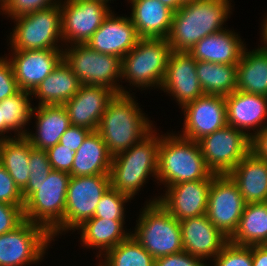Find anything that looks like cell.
I'll list each match as a JSON object with an SVG mask.
<instances>
[{"label": "cell", "mask_w": 267, "mask_h": 266, "mask_svg": "<svg viewBox=\"0 0 267 266\" xmlns=\"http://www.w3.org/2000/svg\"><path fill=\"white\" fill-rule=\"evenodd\" d=\"M71 175L52 170L40 183H28L22 191L24 220L46 228L52 238L64 231V211Z\"/></svg>", "instance_id": "obj_3"}, {"label": "cell", "mask_w": 267, "mask_h": 266, "mask_svg": "<svg viewBox=\"0 0 267 266\" xmlns=\"http://www.w3.org/2000/svg\"><path fill=\"white\" fill-rule=\"evenodd\" d=\"M179 224L183 251L203 260L214 259L229 242V238L209 221L206 214L186 218Z\"/></svg>", "instance_id": "obj_21"}, {"label": "cell", "mask_w": 267, "mask_h": 266, "mask_svg": "<svg viewBox=\"0 0 267 266\" xmlns=\"http://www.w3.org/2000/svg\"><path fill=\"white\" fill-rule=\"evenodd\" d=\"M91 130L71 125L61 136L60 144L76 152Z\"/></svg>", "instance_id": "obj_45"}, {"label": "cell", "mask_w": 267, "mask_h": 266, "mask_svg": "<svg viewBox=\"0 0 267 266\" xmlns=\"http://www.w3.org/2000/svg\"><path fill=\"white\" fill-rule=\"evenodd\" d=\"M182 4H186L189 2L197 1V0H180Z\"/></svg>", "instance_id": "obj_51"}, {"label": "cell", "mask_w": 267, "mask_h": 266, "mask_svg": "<svg viewBox=\"0 0 267 266\" xmlns=\"http://www.w3.org/2000/svg\"><path fill=\"white\" fill-rule=\"evenodd\" d=\"M225 100L228 125L250 138L267 126V96L235 90ZM251 129L253 133H249Z\"/></svg>", "instance_id": "obj_22"}, {"label": "cell", "mask_w": 267, "mask_h": 266, "mask_svg": "<svg viewBox=\"0 0 267 266\" xmlns=\"http://www.w3.org/2000/svg\"><path fill=\"white\" fill-rule=\"evenodd\" d=\"M52 240L46 228L24 220L13 231L0 235V266H26L39 262Z\"/></svg>", "instance_id": "obj_10"}, {"label": "cell", "mask_w": 267, "mask_h": 266, "mask_svg": "<svg viewBox=\"0 0 267 266\" xmlns=\"http://www.w3.org/2000/svg\"><path fill=\"white\" fill-rule=\"evenodd\" d=\"M34 112H36L34 114ZM36 119V132L25 136L33 148L47 150L60 142L63 133L71 126L69 116L63 105H38L31 116Z\"/></svg>", "instance_id": "obj_25"}, {"label": "cell", "mask_w": 267, "mask_h": 266, "mask_svg": "<svg viewBox=\"0 0 267 266\" xmlns=\"http://www.w3.org/2000/svg\"><path fill=\"white\" fill-rule=\"evenodd\" d=\"M12 56L18 88L32 93L63 59V50H13Z\"/></svg>", "instance_id": "obj_17"}, {"label": "cell", "mask_w": 267, "mask_h": 266, "mask_svg": "<svg viewBox=\"0 0 267 266\" xmlns=\"http://www.w3.org/2000/svg\"><path fill=\"white\" fill-rule=\"evenodd\" d=\"M157 135L152 130L136 145L112 156L109 173L111 188L133 199L150 175L157 179L161 140V135Z\"/></svg>", "instance_id": "obj_5"}, {"label": "cell", "mask_w": 267, "mask_h": 266, "mask_svg": "<svg viewBox=\"0 0 267 266\" xmlns=\"http://www.w3.org/2000/svg\"><path fill=\"white\" fill-rule=\"evenodd\" d=\"M162 4L166 5L170 9H172L174 12L178 11L183 4L180 0H159Z\"/></svg>", "instance_id": "obj_48"}, {"label": "cell", "mask_w": 267, "mask_h": 266, "mask_svg": "<svg viewBox=\"0 0 267 266\" xmlns=\"http://www.w3.org/2000/svg\"><path fill=\"white\" fill-rule=\"evenodd\" d=\"M205 260L182 251L155 259V266H208Z\"/></svg>", "instance_id": "obj_44"}, {"label": "cell", "mask_w": 267, "mask_h": 266, "mask_svg": "<svg viewBox=\"0 0 267 266\" xmlns=\"http://www.w3.org/2000/svg\"><path fill=\"white\" fill-rule=\"evenodd\" d=\"M196 73L204 94L226 97L237 89V65L197 61Z\"/></svg>", "instance_id": "obj_33"}, {"label": "cell", "mask_w": 267, "mask_h": 266, "mask_svg": "<svg viewBox=\"0 0 267 266\" xmlns=\"http://www.w3.org/2000/svg\"><path fill=\"white\" fill-rule=\"evenodd\" d=\"M171 52L165 38H140L122 58L121 79H127L132 87L161 88Z\"/></svg>", "instance_id": "obj_7"}, {"label": "cell", "mask_w": 267, "mask_h": 266, "mask_svg": "<svg viewBox=\"0 0 267 266\" xmlns=\"http://www.w3.org/2000/svg\"><path fill=\"white\" fill-rule=\"evenodd\" d=\"M167 134L161 135L157 181L169 187L181 182L212 180L214 173L207 167L198 141Z\"/></svg>", "instance_id": "obj_4"}, {"label": "cell", "mask_w": 267, "mask_h": 266, "mask_svg": "<svg viewBox=\"0 0 267 266\" xmlns=\"http://www.w3.org/2000/svg\"><path fill=\"white\" fill-rule=\"evenodd\" d=\"M198 143L207 167L214 174H228L250 152L251 138L227 124Z\"/></svg>", "instance_id": "obj_11"}, {"label": "cell", "mask_w": 267, "mask_h": 266, "mask_svg": "<svg viewBox=\"0 0 267 266\" xmlns=\"http://www.w3.org/2000/svg\"><path fill=\"white\" fill-rule=\"evenodd\" d=\"M264 22H263V27H262V33H261V37H262V40L261 42H263L262 44L264 45H261L263 47H266L267 48V16L265 17V19H263Z\"/></svg>", "instance_id": "obj_49"}, {"label": "cell", "mask_w": 267, "mask_h": 266, "mask_svg": "<svg viewBox=\"0 0 267 266\" xmlns=\"http://www.w3.org/2000/svg\"><path fill=\"white\" fill-rule=\"evenodd\" d=\"M52 170L70 173L75 152L57 143L46 150Z\"/></svg>", "instance_id": "obj_41"}, {"label": "cell", "mask_w": 267, "mask_h": 266, "mask_svg": "<svg viewBox=\"0 0 267 266\" xmlns=\"http://www.w3.org/2000/svg\"><path fill=\"white\" fill-rule=\"evenodd\" d=\"M129 94H115L107 104L97 132L114 156L136 145L152 130V123Z\"/></svg>", "instance_id": "obj_2"}, {"label": "cell", "mask_w": 267, "mask_h": 266, "mask_svg": "<svg viewBox=\"0 0 267 266\" xmlns=\"http://www.w3.org/2000/svg\"><path fill=\"white\" fill-rule=\"evenodd\" d=\"M244 45L236 32L223 29L202 38L189 53L196 61L237 65L244 51Z\"/></svg>", "instance_id": "obj_23"}, {"label": "cell", "mask_w": 267, "mask_h": 266, "mask_svg": "<svg viewBox=\"0 0 267 266\" xmlns=\"http://www.w3.org/2000/svg\"><path fill=\"white\" fill-rule=\"evenodd\" d=\"M252 265L267 266V245L252 246Z\"/></svg>", "instance_id": "obj_47"}, {"label": "cell", "mask_w": 267, "mask_h": 266, "mask_svg": "<svg viewBox=\"0 0 267 266\" xmlns=\"http://www.w3.org/2000/svg\"><path fill=\"white\" fill-rule=\"evenodd\" d=\"M103 257L98 266H155V258L132 235L109 249Z\"/></svg>", "instance_id": "obj_35"}, {"label": "cell", "mask_w": 267, "mask_h": 266, "mask_svg": "<svg viewBox=\"0 0 267 266\" xmlns=\"http://www.w3.org/2000/svg\"><path fill=\"white\" fill-rule=\"evenodd\" d=\"M230 0H197L183 4L173 13L167 38L171 51H186L202 38L223 29L230 10Z\"/></svg>", "instance_id": "obj_1"}, {"label": "cell", "mask_w": 267, "mask_h": 266, "mask_svg": "<svg viewBox=\"0 0 267 266\" xmlns=\"http://www.w3.org/2000/svg\"><path fill=\"white\" fill-rule=\"evenodd\" d=\"M111 187L109 175L71 176L64 211V232L93 218L102 196Z\"/></svg>", "instance_id": "obj_13"}, {"label": "cell", "mask_w": 267, "mask_h": 266, "mask_svg": "<svg viewBox=\"0 0 267 266\" xmlns=\"http://www.w3.org/2000/svg\"><path fill=\"white\" fill-rule=\"evenodd\" d=\"M6 0H0V6L5 2Z\"/></svg>", "instance_id": "obj_52"}, {"label": "cell", "mask_w": 267, "mask_h": 266, "mask_svg": "<svg viewBox=\"0 0 267 266\" xmlns=\"http://www.w3.org/2000/svg\"><path fill=\"white\" fill-rule=\"evenodd\" d=\"M214 266H253L252 246H241L230 241L212 259Z\"/></svg>", "instance_id": "obj_37"}, {"label": "cell", "mask_w": 267, "mask_h": 266, "mask_svg": "<svg viewBox=\"0 0 267 266\" xmlns=\"http://www.w3.org/2000/svg\"><path fill=\"white\" fill-rule=\"evenodd\" d=\"M29 180L28 183H40L46 180L52 171L46 150L33 148L30 143L29 157Z\"/></svg>", "instance_id": "obj_39"}, {"label": "cell", "mask_w": 267, "mask_h": 266, "mask_svg": "<svg viewBox=\"0 0 267 266\" xmlns=\"http://www.w3.org/2000/svg\"><path fill=\"white\" fill-rule=\"evenodd\" d=\"M228 175L246 203L267 202V161L249 152Z\"/></svg>", "instance_id": "obj_26"}, {"label": "cell", "mask_w": 267, "mask_h": 266, "mask_svg": "<svg viewBox=\"0 0 267 266\" xmlns=\"http://www.w3.org/2000/svg\"><path fill=\"white\" fill-rule=\"evenodd\" d=\"M31 95V92L19 90L14 95L0 101L2 114V140L11 139V136L4 135L9 131L16 132V137L27 135L28 131L25 130V125L31 120L33 110L32 104L29 101V96Z\"/></svg>", "instance_id": "obj_34"}, {"label": "cell", "mask_w": 267, "mask_h": 266, "mask_svg": "<svg viewBox=\"0 0 267 266\" xmlns=\"http://www.w3.org/2000/svg\"><path fill=\"white\" fill-rule=\"evenodd\" d=\"M12 19L16 22L9 35L13 50H63L57 44L62 42L60 3Z\"/></svg>", "instance_id": "obj_9"}, {"label": "cell", "mask_w": 267, "mask_h": 266, "mask_svg": "<svg viewBox=\"0 0 267 266\" xmlns=\"http://www.w3.org/2000/svg\"><path fill=\"white\" fill-rule=\"evenodd\" d=\"M197 61L186 51H172L161 89L178 101L180 108L204 95L196 73Z\"/></svg>", "instance_id": "obj_16"}, {"label": "cell", "mask_w": 267, "mask_h": 266, "mask_svg": "<svg viewBox=\"0 0 267 266\" xmlns=\"http://www.w3.org/2000/svg\"><path fill=\"white\" fill-rule=\"evenodd\" d=\"M81 85L73 70L62 59L32 95L39 99V106L63 105L78 92Z\"/></svg>", "instance_id": "obj_28"}, {"label": "cell", "mask_w": 267, "mask_h": 266, "mask_svg": "<svg viewBox=\"0 0 267 266\" xmlns=\"http://www.w3.org/2000/svg\"><path fill=\"white\" fill-rule=\"evenodd\" d=\"M250 152L257 158L267 161V126L251 137Z\"/></svg>", "instance_id": "obj_46"}, {"label": "cell", "mask_w": 267, "mask_h": 266, "mask_svg": "<svg viewBox=\"0 0 267 266\" xmlns=\"http://www.w3.org/2000/svg\"><path fill=\"white\" fill-rule=\"evenodd\" d=\"M267 96V48L249 51L244 48L237 64V89Z\"/></svg>", "instance_id": "obj_30"}, {"label": "cell", "mask_w": 267, "mask_h": 266, "mask_svg": "<svg viewBox=\"0 0 267 266\" xmlns=\"http://www.w3.org/2000/svg\"><path fill=\"white\" fill-rule=\"evenodd\" d=\"M132 198L113 188H109L100 199L93 218L125 220V203Z\"/></svg>", "instance_id": "obj_36"}, {"label": "cell", "mask_w": 267, "mask_h": 266, "mask_svg": "<svg viewBox=\"0 0 267 266\" xmlns=\"http://www.w3.org/2000/svg\"><path fill=\"white\" fill-rule=\"evenodd\" d=\"M140 213L131 235L155 259L183 251L179 221L158 202V198L149 200Z\"/></svg>", "instance_id": "obj_6"}, {"label": "cell", "mask_w": 267, "mask_h": 266, "mask_svg": "<svg viewBox=\"0 0 267 266\" xmlns=\"http://www.w3.org/2000/svg\"><path fill=\"white\" fill-rule=\"evenodd\" d=\"M0 202L24 206L22 192L7 170L0 164Z\"/></svg>", "instance_id": "obj_40"}, {"label": "cell", "mask_w": 267, "mask_h": 266, "mask_svg": "<svg viewBox=\"0 0 267 266\" xmlns=\"http://www.w3.org/2000/svg\"><path fill=\"white\" fill-rule=\"evenodd\" d=\"M0 140H2V114H1V107H0Z\"/></svg>", "instance_id": "obj_50"}, {"label": "cell", "mask_w": 267, "mask_h": 266, "mask_svg": "<svg viewBox=\"0 0 267 266\" xmlns=\"http://www.w3.org/2000/svg\"><path fill=\"white\" fill-rule=\"evenodd\" d=\"M106 0L60 1L62 41L86 44L111 12Z\"/></svg>", "instance_id": "obj_14"}, {"label": "cell", "mask_w": 267, "mask_h": 266, "mask_svg": "<svg viewBox=\"0 0 267 266\" xmlns=\"http://www.w3.org/2000/svg\"><path fill=\"white\" fill-rule=\"evenodd\" d=\"M115 94L108 87L81 85L78 92L63 104L71 125L97 131L107 104Z\"/></svg>", "instance_id": "obj_20"}, {"label": "cell", "mask_w": 267, "mask_h": 266, "mask_svg": "<svg viewBox=\"0 0 267 266\" xmlns=\"http://www.w3.org/2000/svg\"><path fill=\"white\" fill-rule=\"evenodd\" d=\"M63 60L82 85L104 86L116 94H129L117 81L121 79L122 59L99 53L86 44L67 45ZM120 78V79H119Z\"/></svg>", "instance_id": "obj_8"}, {"label": "cell", "mask_w": 267, "mask_h": 266, "mask_svg": "<svg viewBox=\"0 0 267 266\" xmlns=\"http://www.w3.org/2000/svg\"><path fill=\"white\" fill-rule=\"evenodd\" d=\"M139 40L140 37L131 19L123 16L116 17L111 10L86 45L99 53L122 59Z\"/></svg>", "instance_id": "obj_19"}, {"label": "cell", "mask_w": 267, "mask_h": 266, "mask_svg": "<svg viewBox=\"0 0 267 266\" xmlns=\"http://www.w3.org/2000/svg\"><path fill=\"white\" fill-rule=\"evenodd\" d=\"M246 202L228 174H214L209 188L206 215L229 239L238 228Z\"/></svg>", "instance_id": "obj_12"}, {"label": "cell", "mask_w": 267, "mask_h": 266, "mask_svg": "<svg viewBox=\"0 0 267 266\" xmlns=\"http://www.w3.org/2000/svg\"><path fill=\"white\" fill-rule=\"evenodd\" d=\"M229 241L241 246L267 245V202L246 204Z\"/></svg>", "instance_id": "obj_32"}, {"label": "cell", "mask_w": 267, "mask_h": 266, "mask_svg": "<svg viewBox=\"0 0 267 266\" xmlns=\"http://www.w3.org/2000/svg\"><path fill=\"white\" fill-rule=\"evenodd\" d=\"M124 220H109L103 218H90L84 221L75 230H80L82 246L99 250L100 258L109 249H112L123 240L127 239L132 232L123 230Z\"/></svg>", "instance_id": "obj_29"}, {"label": "cell", "mask_w": 267, "mask_h": 266, "mask_svg": "<svg viewBox=\"0 0 267 266\" xmlns=\"http://www.w3.org/2000/svg\"><path fill=\"white\" fill-rule=\"evenodd\" d=\"M112 155L102 136L91 131L75 152L71 176L109 175Z\"/></svg>", "instance_id": "obj_27"}, {"label": "cell", "mask_w": 267, "mask_h": 266, "mask_svg": "<svg viewBox=\"0 0 267 266\" xmlns=\"http://www.w3.org/2000/svg\"><path fill=\"white\" fill-rule=\"evenodd\" d=\"M61 0H6L0 9L8 17L16 18L38 10L58 5Z\"/></svg>", "instance_id": "obj_38"}, {"label": "cell", "mask_w": 267, "mask_h": 266, "mask_svg": "<svg viewBox=\"0 0 267 266\" xmlns=\"http://www.w3.org/2000/svg\"><path fill=\"white\" fill-rule=\"evenodd\" d=\"M23 221V206L0 202V235L13 231Z\"/></svg>", "instance_id": "obj_42"}, {"label": "cell", "mask_w": 267, "mask_h": 266, "mask_svg": "<svg viewBox=\"0 0 267 266\" xmlns=\"http://www.w3.org/2000/svg\"><path fill=\"white\" fill-rule=\"evenodd\" d=\"M182 133L186 139L198 141L202 137L227 125L226 100L224 96L207 95L186 103Z\"/></svg>", "instance_id": "obj_15"}, {"label": "cell", "mask_w": 267, "mask_h": 266, "mask_svg": "<svg viewBox=\"0 0 267 266\" xmlns=\"http://www.w3.org/2000/svg\"><path fill=\"white\" fill-rule=\"evenodd\" d=\"M130 19L140 38H165L171 30L174 11L159 0H130Z\"/></svg>", "instance_id": "obj_24"}, {"label": "cell", "mask_w": 267, "mask_h": 266, "mask_svg": "<svg viewBox=\"0 0 267 266\" xmlns=\"http://www.w3.org/2000/svg\"><path fill=\"white\" fill-rule=\"evenodd\" d=\"M30 141L25 136L0 140V164L22 192L29 180Z\"/></svg>", "instance_id": "obj_31"}, {"label": "cell", "mask_w": 267, "mask_h": 266, "mask_svg": "<svg viewBox=\"0 0 267 266\" xmlns=\"http://www.w3.org/2000/svg\"><path fill=\"white\" fill-rule=\"evenodd\" d=\"M0 57V101L17 93L18 88L11 62Z\"/></svg>", "instance_id": "obj_43"}, {"label": "cell", "mask_w": 267, "mask_h": 266, "mask_svg": "<svg viewBox=\"0 0 267 266\" xmlns=\"http://www.w3.org/2000/svg\"><path fill=\"white\" fill-rule=\"evenodd\" d=\"M212 180L181 182L166 187L158 202L178 221L206 214Z\"/></svg>", "instance_id": "obj_18"}]
</instances>
